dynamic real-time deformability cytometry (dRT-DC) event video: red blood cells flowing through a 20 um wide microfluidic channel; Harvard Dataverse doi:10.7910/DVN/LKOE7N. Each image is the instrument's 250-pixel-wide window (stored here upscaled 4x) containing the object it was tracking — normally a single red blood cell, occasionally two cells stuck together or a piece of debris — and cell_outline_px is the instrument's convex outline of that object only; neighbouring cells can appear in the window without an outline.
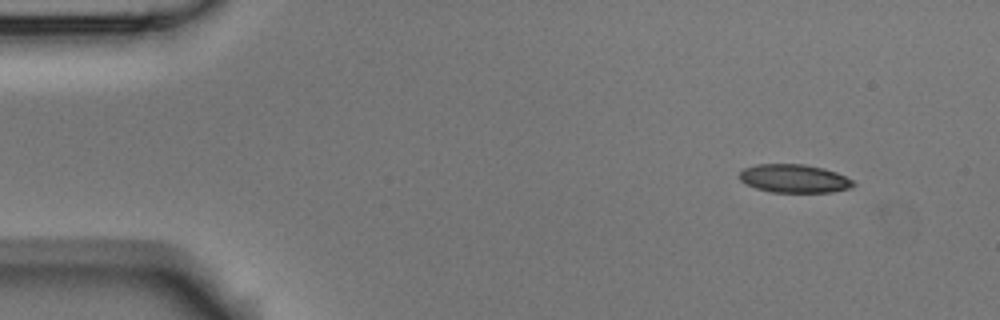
{"species": "Egyptian fruit bat (a non-hibernating species)", "species_latin": "Rousettus aegyptiacus", "temperature_condition": "room temperature", "stored_images_in_passage": 4, "camera_frame_rate_fps": 3000, "um_per_image_px": 0.085, "animal": {"sex": "male"}, "frame": {"image": 1, "passage_image": 1, "time_ms": 0.0, "image_size_px": [1000, 320], "cell_outline_px": [[856, 184], [852, 188], [832, 192], [772, 192], [756, 188], [744, 184], [736, 176], [744, 168], [756, 164], [804, 164], [824, 168], [836, 172], [852, 180]], "centroid_in_image_um": [67.48, 15.17], "position_along_channel_um": 17.5, "area_um2": 19.02}}
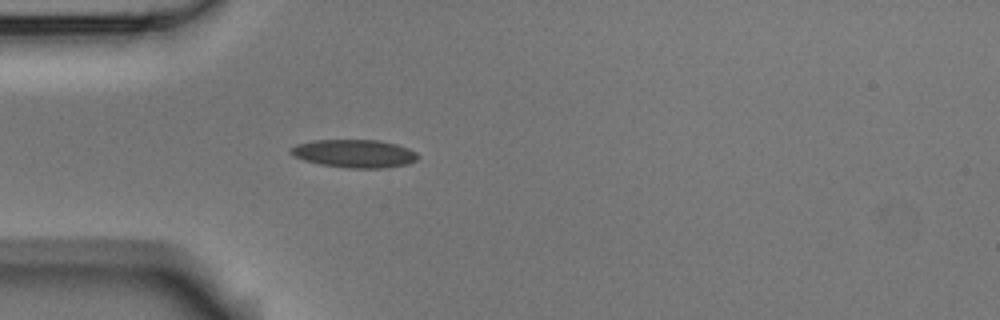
{"frame": {"image": 2, "passage_image": 4, "time_ms": 1.0, "image_size_px": [1000, 320], "cell_outline_px": [[420, 156], [416, 160], [408, 164], [384, 168], [348, 168], [320, 164], [304, 160], [288, 152], [296, 144], [316, 140], [380, 140], [396, 144], [408, 148], [416, 152]], "centroid_in_image_um": [30.16, 13.05], "position_along_channel_um": 54.8, "area_um2": 20.75}}